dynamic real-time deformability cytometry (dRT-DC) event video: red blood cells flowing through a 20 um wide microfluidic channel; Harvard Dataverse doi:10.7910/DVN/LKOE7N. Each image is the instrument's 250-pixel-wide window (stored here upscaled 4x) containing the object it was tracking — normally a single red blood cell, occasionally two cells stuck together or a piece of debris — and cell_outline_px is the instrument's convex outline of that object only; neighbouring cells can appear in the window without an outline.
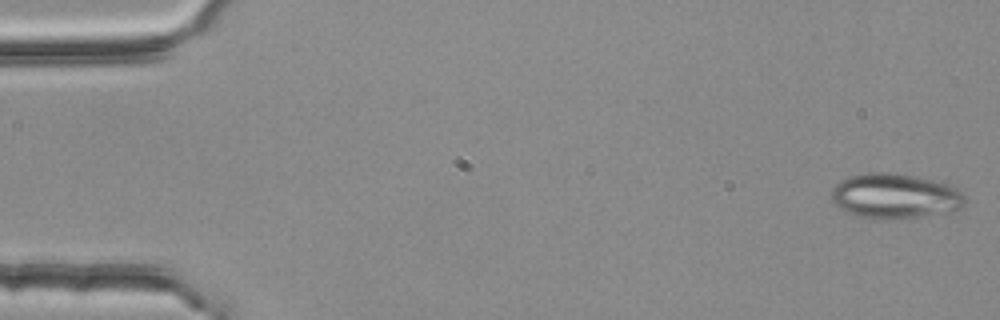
{"species": "common noctule bat (a hibernating species)", "species_latin": "Nyctalus noctula", "temperature_condition": "room temperature", "stored_images_in_passage": 5, "camera_frame_rate_fps": 3000, "um_per_image_px": 0.085, "animal": {"sex": "female", "body_mass_g": 25.1}, "frame": {"image": 1, "passage_image": 1, "time_ms": 0.0, "image_size_px": [1000, 320], "cell_outline_px": [[964, 204], [960, 208], [952, 212], [920, 216], [884, 220], [860, 216], [844, 212], [832, 200], [832, 188], [840, 180], [848, 176], [868, 172], [888, 172], [916, 176], [948, 184], [964, 192]], "centroid_in_image_um": [76.07, 16.66], "position_along_channel_um": 8.9, "area_um2": 35.2}}